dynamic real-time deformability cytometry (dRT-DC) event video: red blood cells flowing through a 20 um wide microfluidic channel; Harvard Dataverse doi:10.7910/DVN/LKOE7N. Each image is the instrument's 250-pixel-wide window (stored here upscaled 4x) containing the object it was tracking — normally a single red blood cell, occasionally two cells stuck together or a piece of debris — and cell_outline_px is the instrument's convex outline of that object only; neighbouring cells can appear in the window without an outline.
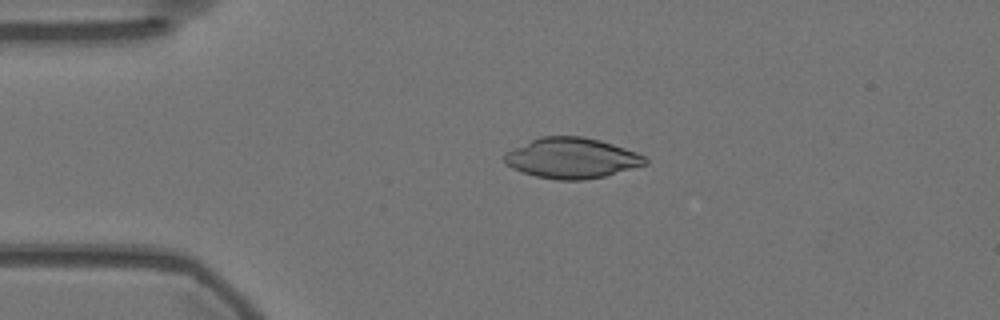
{"species": "Egyptian fruit bat (a non-hibernating species)", "species_latin": "Rousettus aegyptiacus", "temperature_condition": "warm", "stored_images_in_passage": 56, "camera_frame_rate_fps": 3000, "um_per_image_px": 0.085, "animal": {"sex": "female"}, "frame": {"image": 1, "passage_image": 12, "time_ms": 3.667, "image_size_px": [1000, 320], "cell_outline_px": [[648, 164], [604, 176], [584, 180], [556, 180], [536, 176], [512, 168], [504, 160], [504, 156], [508, 152], [540, 136], [584, 136], [600, 140], [636, 152], [644, 156], [648, 160]], "centroid_in_image_um": [48.64, 13.44], "position_along_channel_um": 36.4, "area_um2": 32.83}}
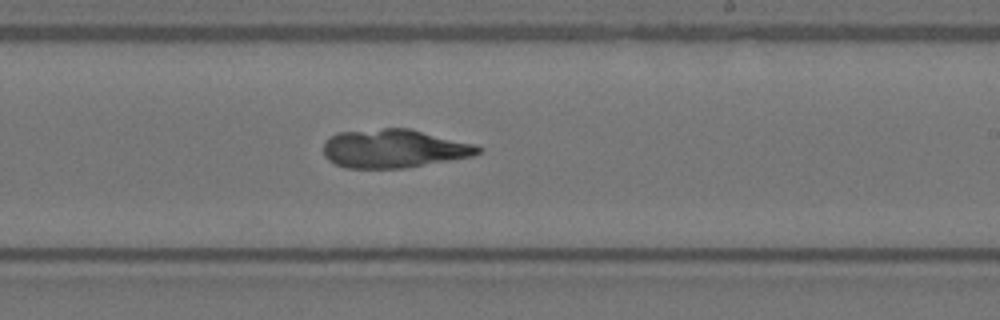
{"frame": {"image": 2, "passage_image": 33, "time_ms": 10.667, "image_size_px": [1000, 320], "cell_outline_px": [[484, 148], [480, 152], [472, 156], [404, 168], [344, 168], [328, 160], [324, 156], [324, 140], [340, 132], [384, 128], [408, 128], [476, 144]], "centroid_in_image_um": [33.48, 12.63], "position_along_channel_um": 255.5, "area_um2": 34.68}}
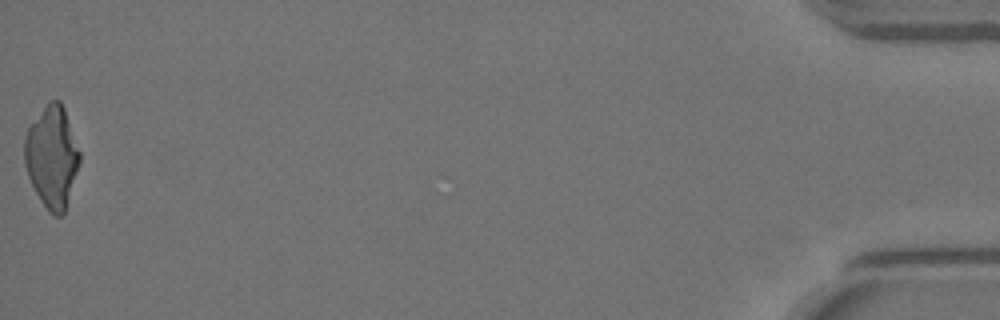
{"frame": {"image": 3, "passage_image": 56, "time_ms": 18.333, "image_size_px": [1000, 320], "cell_outline_px": [[80, 164], [64, 212], [60, 216], [52, 216], [48, 212], [40, 200], [28, 176], [24, 164], [24, 136], [28, 128], [44, 108], [52, 100], [60, 100], [64, 108], [80, 152]], "centroid_in_image_um": [4.41, 13.37], "position_along_channel_um": 430.8, "area_um2": 32.43}}